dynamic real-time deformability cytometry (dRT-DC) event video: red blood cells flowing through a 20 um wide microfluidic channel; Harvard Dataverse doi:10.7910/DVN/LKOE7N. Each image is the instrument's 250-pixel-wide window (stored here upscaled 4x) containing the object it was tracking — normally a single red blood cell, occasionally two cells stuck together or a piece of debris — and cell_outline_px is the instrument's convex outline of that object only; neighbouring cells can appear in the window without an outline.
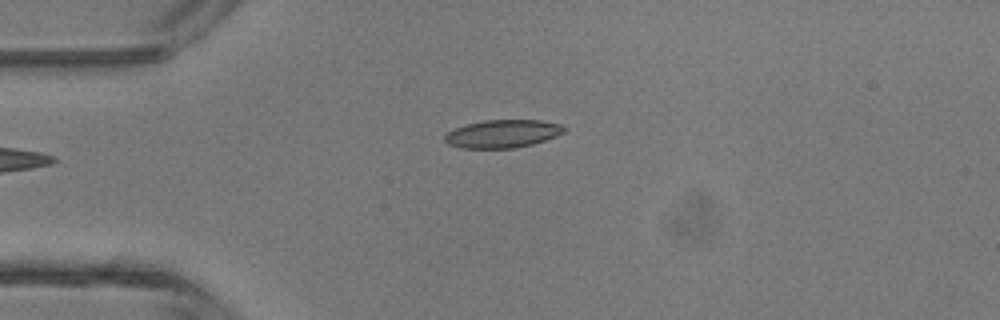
{"species": "common noctule bat (a hibernating species)", "species_latin": "Nyctalus noctula", "temperature_condition": "room temperature", "stored_images_in_passage": 4, "camera_frame_rate_fps": 3000, "um_per_image_px": 0.085, "animal": {"sex": "male", "body_mass_g": 13.3}, "frame": {"image": 1, "passage_image": 4, "time_ms": 3.667, "image_size_px": [1000, 320], "cell_outline_px": [[568, 128], [564, 132], [556, 136], [532, 144], [516, 148], [460, 148], [448, 144], [444, 140], [444, 136], [448, 132], [456, 128], [468, 124], [484, 120], [540, 120], [560, 124]], "centroid_in_image_um": [42.73, 11.37], "position_along_channel_um": 42.3, "area_um2": 19.42}}